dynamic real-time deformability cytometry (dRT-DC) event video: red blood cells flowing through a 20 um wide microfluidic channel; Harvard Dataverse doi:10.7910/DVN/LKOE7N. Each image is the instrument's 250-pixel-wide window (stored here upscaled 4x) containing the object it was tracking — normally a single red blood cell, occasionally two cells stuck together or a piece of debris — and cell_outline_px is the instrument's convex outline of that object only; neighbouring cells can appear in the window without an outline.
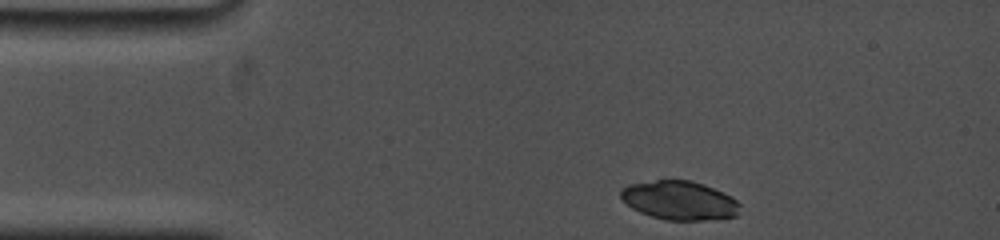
{"species": "common noctule bat (a hibernating species)", "species_latin": "Nyctalus noctula", "temperature_condition": "cold", "stored_images_in_passage": 7, "camera_frame_rate_fps": 5000, "um_per_image_px": 0.085, "animal": {"sex": "female", "body_mass_g": 19.0, "forearm_length_mm": 53.3}, "frame": {"image": 1, "passage_image": 1, "time_ms": 0.0, "image_size_px": [1000, 240], "cell_outline_px": [[740, 204], [736, 216], [704, 220], [668, 220], [652, 216], [640, 212], [632, 208], [620, 196], [620, 192], [628, 184], [656, 180], [692, 180], [704, 184], [736, 200]], "centroid_in_image_um": [57.73, 17.03], "position_along_channel_um": 27.3, "area_um2": 26.59}}